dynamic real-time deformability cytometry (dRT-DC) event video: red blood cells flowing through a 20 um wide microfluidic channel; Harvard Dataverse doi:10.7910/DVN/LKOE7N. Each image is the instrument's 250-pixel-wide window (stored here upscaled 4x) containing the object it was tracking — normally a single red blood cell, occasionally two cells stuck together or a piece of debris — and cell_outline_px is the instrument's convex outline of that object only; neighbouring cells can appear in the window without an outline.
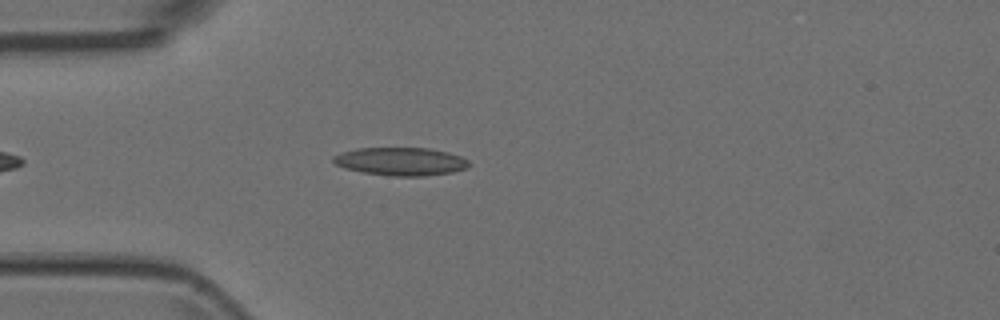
{"species": "Egyptian fruit bat (a non-hibernating species)", "species_latin": "Rousettus aegyptiacus", "temperature_condition": "room temperature", "stored_images_in_passage": 4, "camera_frame_rate_fps": 3000, "um_per_image_px": 0.085, "animal": {"sex": "female"}, "frame": {"image": 1, "passage_image": 4, "time_ms": 1.0, "image_size_px": [1000, 320], "cell_outline_px": [[472, 164], [468, 168], [452, 172], [424, 176], [392, 176], [364, 172], [344, 168], [336, 164], [332, 160], [332, 156], [340, 152], [356, 148], [428, 148], [448, 152], [460, 156], [468, 160]], "centroid_in_image_um": [34.07, 13.72], "position_along_channel_um": 50.9, "area_um2": 22.31}}